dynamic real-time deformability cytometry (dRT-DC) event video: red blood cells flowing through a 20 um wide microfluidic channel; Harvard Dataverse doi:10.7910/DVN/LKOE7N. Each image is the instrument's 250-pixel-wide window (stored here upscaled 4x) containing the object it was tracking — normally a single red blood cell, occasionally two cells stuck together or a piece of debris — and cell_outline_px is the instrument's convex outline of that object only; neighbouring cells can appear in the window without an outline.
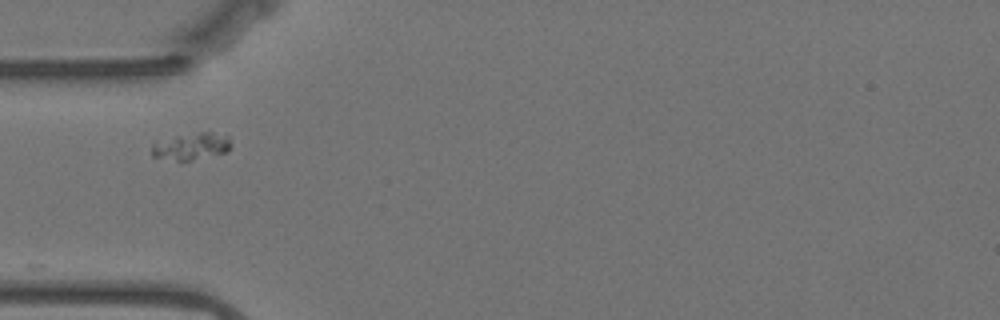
{"species": "Egyptian fruit bat (a non-hibernating species)", "species_latin": "Rousettus aegyptiacus", "temperature_condition": "warm", "stored_images_in_passage": 9, "camera_frame_rate_fps": 3000, "um_per_image_px": 0.085, "animal": {"sex": "female"}, "frame": {"image": 1, "passage_image": 1, "time_ms": 0.0, "image_size_px": [1000, 320], "cell_outline_px": [[232, 144], [228, 152], [192, 160], [176, 160], [152, 156], [152, 144], [176, 136], [200, 132], [212, 132], [228, 136]], "centroid_in_image_um": [16.33, 12.44], "position_along_channel_um": 68.7, "area_um2": 12.25}}
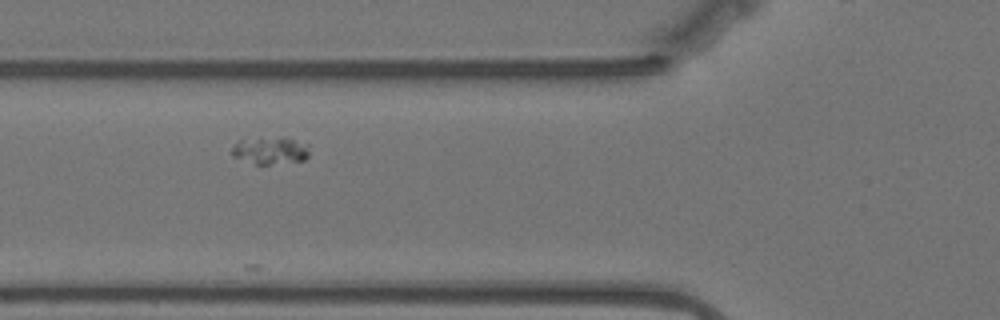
{"frame": {"image": 2, "passage_image": 4, "time_ms": 1.0, "image_size_px": [1000, 320], "cell_outline_px": [[308, 156], [304, 160], [268, 164], [256, 164], [232, 156], [232, 148], [240, 140], [280, 136], [308, 144]], "centroid_in_image_um": [22.99, 12.78], "position_along_channel_um": 102.8, "area_um2": 12.14}}